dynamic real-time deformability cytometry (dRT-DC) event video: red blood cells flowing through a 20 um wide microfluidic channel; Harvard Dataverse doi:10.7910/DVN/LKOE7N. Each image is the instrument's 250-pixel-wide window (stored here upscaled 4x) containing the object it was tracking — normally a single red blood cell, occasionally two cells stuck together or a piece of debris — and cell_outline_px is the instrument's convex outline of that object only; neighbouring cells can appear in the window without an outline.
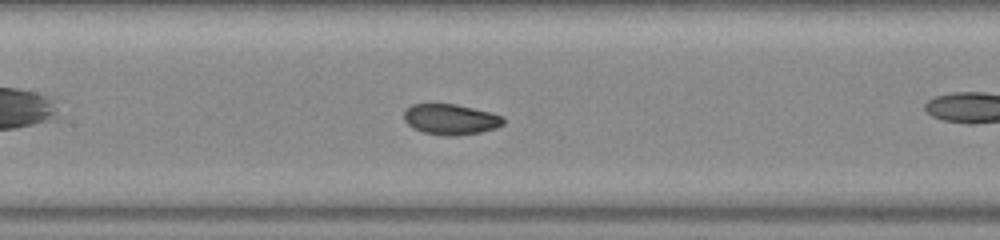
{"species": "common noctule bat (a hibernating species)", "species_latin": "Nyctalus noctula", "temperature_condition": "warm", "stored_images_in_passage": 37, "camera_frame_rate_fps": 3000, "um_per_image_px": 0.085, "animal": {"sex": "female", "body_mass_g": 23.0, "forearm_length_mm": 53.4}, "frame": {"image": 1, "passage_image": 16, "time_ms": 5.0, "image_size_px": [1000, 240], "cell_outline_px": [[504, 124], [496, 128], [480, 132], [456, 136], [444, 136], [424, 132], [412, 128], [404, 120], [404, 112], [412, 104], [456, 104], [504, 116]], "centroid_in_image_um": [38.31, 10.15], "position_along_channel_um": 169.1, "area_um2": 17.69}, "authors_computed_cell_mechanics": {"area_um2": 17.918, "velocity_mm_per_s": 3.8071, "shape_relaxation_time_tau1_ms": 2.7758, "shape_relaxation_time_tau2_ms": 6.4672, "deformation_change_tau1": 0.0895, "deformation_change_tau2": 0.0793}}